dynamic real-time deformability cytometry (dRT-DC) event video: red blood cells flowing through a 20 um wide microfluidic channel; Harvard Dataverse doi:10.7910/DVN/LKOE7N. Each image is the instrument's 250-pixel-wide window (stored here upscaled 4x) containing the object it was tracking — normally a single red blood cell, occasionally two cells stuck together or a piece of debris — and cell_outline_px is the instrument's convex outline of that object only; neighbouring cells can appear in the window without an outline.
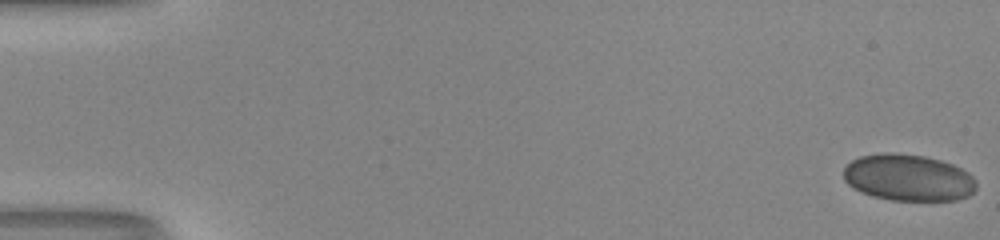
{"species": "human", "species_latin": "Homo sapiens", "temperature_condition": "room temperature", "stored_images_in_passage": 52, "camera_frame_rate_fps": 3000, "um_per_image_px": 0.085, "donor": {"sex": "male"}, "frame": {"image": 1, "passage_image": 1, "time_ms": 0.0, "image_size_px": [1000, 240], "cell_outline_px": [[976, 188], [968, 196], [956, 200], [892, 200], [872, 196], [860, 192], [852, 188], [844, 180], [844, 168], [852, 160], [860, 156], [888, 152], [892, 152], [924, 156], [940, 160], [952, 164], [968, 172], [976, 180]], "centroid_in_image_um": [77.19, 15.1], "position_along_channel_um": 7.8, "area_um2": 36.13}}
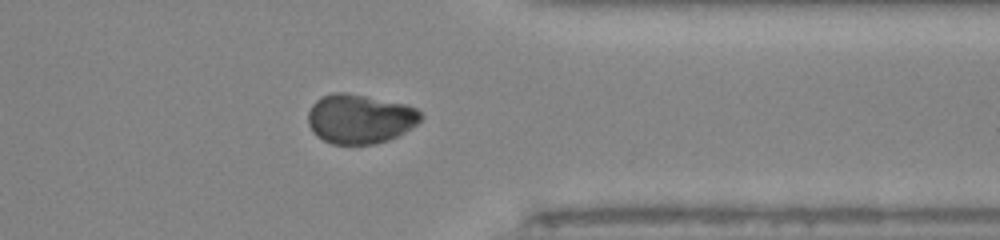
{"frame": {"image": 2, "passage_image": 42, "time_ms": 13.667, "image_size_px": [1000, 240], "cell_outline_px": [[424, 116], [412, 128], [388, 140], [376, 144], [332, 144], [316, 136], [312, 132], [308, 124], [308, 112], [312, 104], [316, 100], [332, 92], [344, 92], [408, 104], [416, 108]], "centroid_in_image_um": [30.59, 10.1], "position_along_channel_um": 380.8, "area_um2": 32.6}}
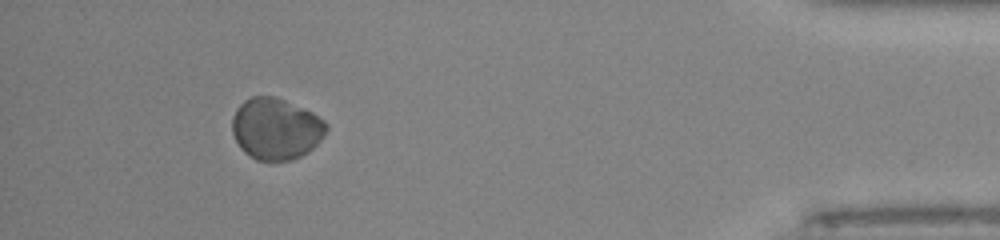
{"frame": {"image": 3, "passage_image": 48, "time_ms": 15.667, "image_size_px": [1000, 240], "cell_outline_px": [[328, 128], [324, 136], [308, 152], [292, 160], [256, 160], [244, 152], [240, 148], [232, 132], [232, 116], [236, 108], [244, 100], [252, 96], [276, 96], [304, 108], [312, 112], [324, 120], [328, 124]], "centroid_in_image_um": [23.45, 10.93], "position_along_channel_um": 411.8, "area_um2": 33.93}, "authors_computed_cell_mechanics": {"area_um2": 34.5066, "velocity_mm_per_s": 4.1145, "shape_relaxation_time_tau1_ms": 9.2581, "shape_relaxation_time_tau2_ms": null, "deformation_change_tau1": 0.0534, "deformation_change_tau2": null}}